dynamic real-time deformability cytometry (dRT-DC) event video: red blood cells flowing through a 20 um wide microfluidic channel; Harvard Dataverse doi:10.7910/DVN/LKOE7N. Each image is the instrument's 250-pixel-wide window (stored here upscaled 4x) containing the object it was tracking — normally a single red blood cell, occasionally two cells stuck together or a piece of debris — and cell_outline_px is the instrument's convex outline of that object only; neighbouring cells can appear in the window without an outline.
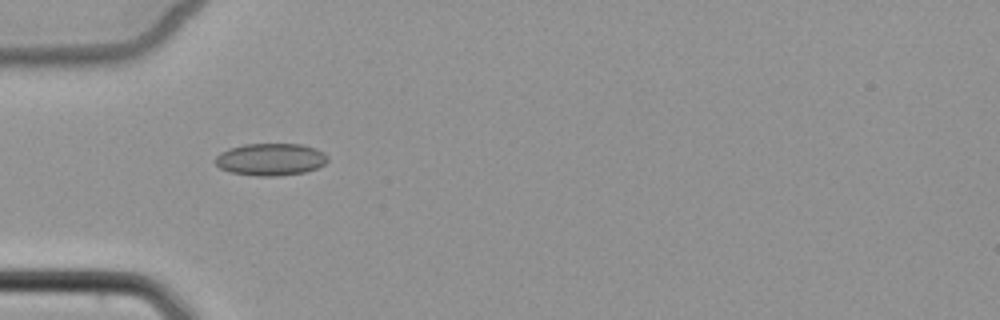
{"species": "common noctule bat (a hibernating species)", "species_latin": "Nyctalus noctula", "temperature_condition": "cold", "stored_images_in_passage": 6, "camera_frame_rate_fps": 3000, "um_per_image_px": 0.085, "animal": {"sex": "female", "body_mass_g": 22.7, "forearm_length_mm": 54.2}, "frame": {"image": 1, "passage_image": 5, "time_ms": 5.0, "image_size_px": [1000, 320], "cell_outline_px": [[328, 160], [324, 164], [316, 168], [304, 172], [276, 176], [256, 176], [228, 172], [220, 168], [216, 164], [216, 156], [220, 152], [228, 148], [244, 144], [300, 144], [316, 148], [324, 152], [328, 156]], "centroid_in_image_um": [22.99, 13.54], "position_along_channel_um": 62.0, "area_um2": 21.21}}
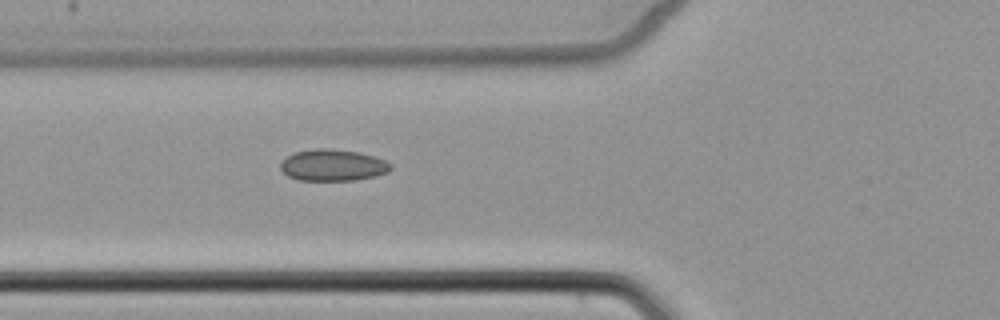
{"frame": {"image": 2, "passage_image": 6, "time_ms": 6.0, "image_size_px": [1000, 320], "cell_outline_px": [[392, 168], [388, 172], [376, 176], [356, 180], [300, 180], [288, 176], [280, 168], [280, 160], [296, 152], [316, 148], [332, 148], [360, 152], [384, 160], [392, 164]], "centroid_in_image_um": [28.3, 14.03], "position_along_channel_um": 97.5, "area_um2": 20.35}}